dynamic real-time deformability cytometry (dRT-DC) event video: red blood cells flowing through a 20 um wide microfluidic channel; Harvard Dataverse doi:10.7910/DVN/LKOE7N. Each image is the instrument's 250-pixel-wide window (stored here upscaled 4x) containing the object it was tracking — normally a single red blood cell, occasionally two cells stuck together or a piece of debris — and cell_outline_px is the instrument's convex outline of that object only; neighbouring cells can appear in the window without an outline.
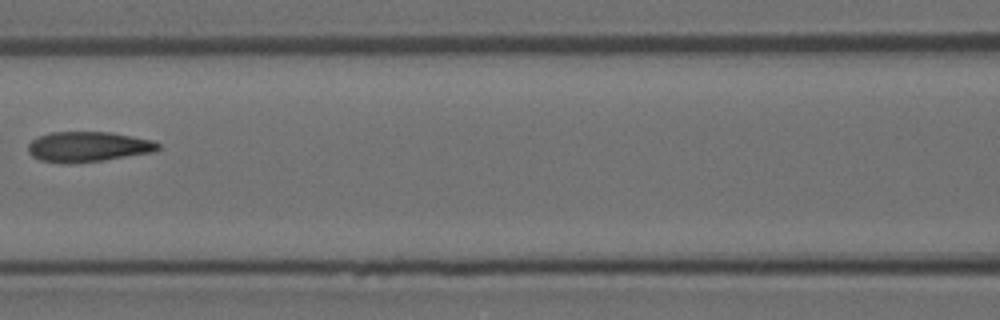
{"species": "Egyptian fruit bat (a non-hibernating species)", "species_latin": "Rousettus aegyptiacus", "temperature_condition": "room temperature", "stored_images_in_passage": 8, "camera_frame_rate_fps": 3000, "um_per_image_px": 0.085, "animal": {"sex": "female"}, "frame": {"image": 1, "passage_image": 7, "time_ms": 2.0, "image_size_px": [1000, 320], "cell_outline_px": [[160, 148], [152, 152], [104, 160], [40, 160], [32, 156], [28, 152], [28, 144], [36, 136], [52, 132], [112, 132], [152, 140], [160, 144]], "centroid_in_image_um": [7.52, 12.42], "position_along_channel_um": 159.1, "area_um2": 22.02}}
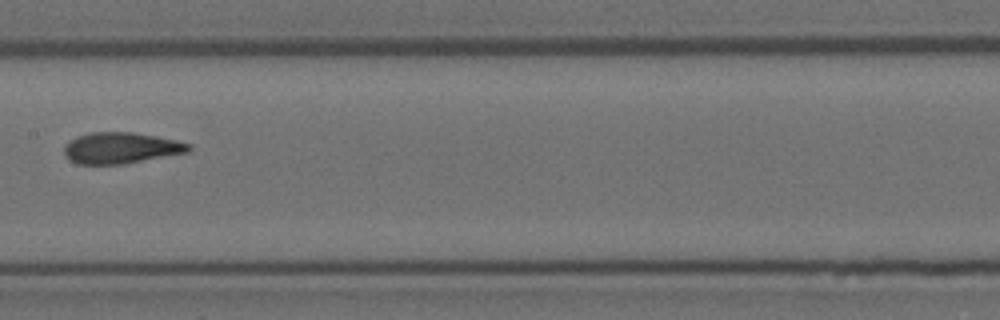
{"frame": {"image": 2, "passage_image": 8, "time_ms": 2.333, "image_size_px": [1000, 320], "cell_outline_px": [[192, 148], [188, 152], [124, 164], [80, 164], [64, 156], [64, 144], [68, 140], [76, 136], [92, 132], [132, 132], [156, 136], [176, 140], [192, 144]], "centroid_in_image_um": [10.27, 12.57], "position_along_channel_um": 197.1, "area_um2": 22.72}}